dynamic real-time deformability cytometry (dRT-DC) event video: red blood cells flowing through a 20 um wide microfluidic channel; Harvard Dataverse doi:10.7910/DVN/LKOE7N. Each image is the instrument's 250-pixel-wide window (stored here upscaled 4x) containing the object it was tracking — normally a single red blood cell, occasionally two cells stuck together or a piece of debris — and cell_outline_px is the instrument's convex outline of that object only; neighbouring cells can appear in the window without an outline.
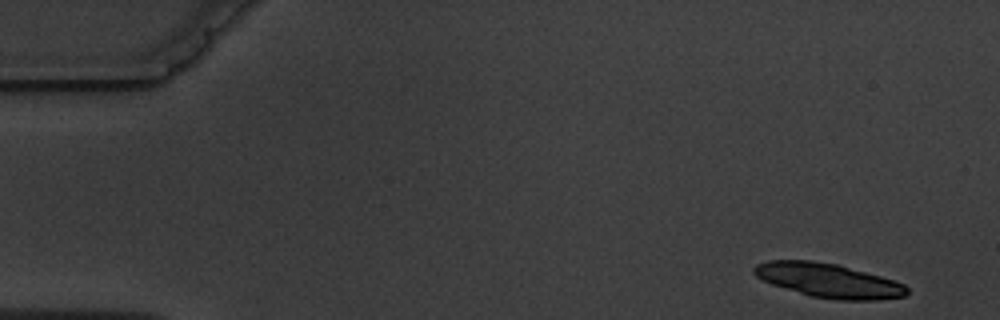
{"species": "common noctule bat (a hibernating species)", "species_latin": "Nyctalus noctula", "temperature_condition": "warm", "stored_images_in_passage": 4, "camera_frame_rate_fps": 3000, "um_per_image_px": 0.085, "animal": {"sex": "male", "body_mass_g": 19.5, "forearm_length_mm": 54.6}, "frame": {"image": 1, "passage_image": 1, "time_ms": 0.0, "image_size_px": [1000, 320], "cell_outline_px": [[908, 292], [904, 296], [876, 300], [836, 300], [812, 296], [772, 284], [756, 276], [752, 272], [752, 268], [756, 264], [768, 260], [812, 260], [836, 264], [880, 276], [904, 284], [908, 288]], "centroid_in_image_um": [70.39, 23.83], "position_along_channel_um": 14.6, "area_um2": 30.11}}